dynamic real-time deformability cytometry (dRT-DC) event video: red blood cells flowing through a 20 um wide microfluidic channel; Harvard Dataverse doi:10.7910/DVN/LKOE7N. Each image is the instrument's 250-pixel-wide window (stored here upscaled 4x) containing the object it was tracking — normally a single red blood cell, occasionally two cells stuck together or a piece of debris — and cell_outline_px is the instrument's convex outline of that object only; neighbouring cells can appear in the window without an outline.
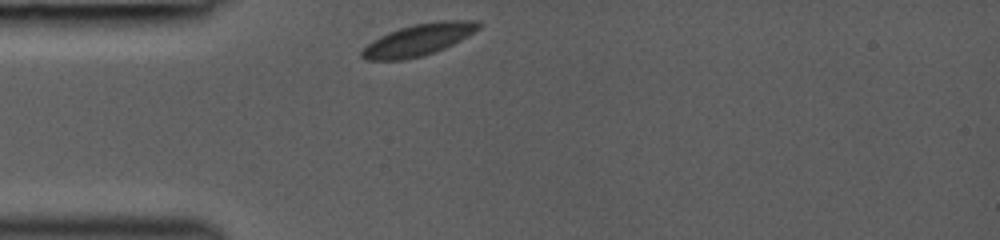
{"species": "common noctule bat (a hibernating species)", "species_latin": "Nyctalus noctula", "temperature_condition": "room temperature", "stored_images_in_passage": 41, "camera_frame_rate_fps": 3000, "um_per_image_px": 0.085, "animal": {"sex": "female", "body_mass_g": 19.0, "forearm_length_mm": 53.3}, "frame": {"image": 1, "passage_image": 1, "time_ms": 0.0, "image_size_px": [1000, 240], "cell_outline_px": [[480, 28], [460, 40], [444, 48], [420, 56], [404, 60], [364, 60], [360, 56], [360, 52], [372, 40], [388, 32], [400, 28], [416, 24], [440, 20], [480, 20]], "centroid_in_image_um": [35.55, 3.38], "position_along_channel_um": 49.4, "area_um2": 21.39}}
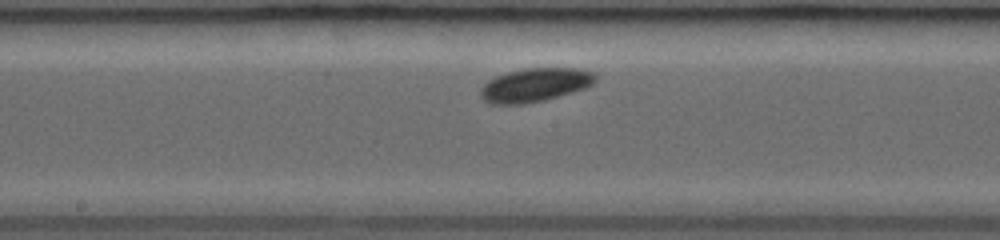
{"frame": {"image": 2, "passage_image": 22, "time_ms": 4.0, "image_size_px": [1000, 240], "cell_outline_px": [[596, 80], [592, 84], [584, 88], [572, 92], [544, 100], [524, 104], [492, 104], [484, 100], [480, 96], [480, 88], [488, 80], [496, 76], [508, 72], [524, 68], [576, 68], [596, 72]], "centroid_in_image_um": [45.47, 7.21], "position_along_channel_um": 202.7, "area_um2": 22.54}}
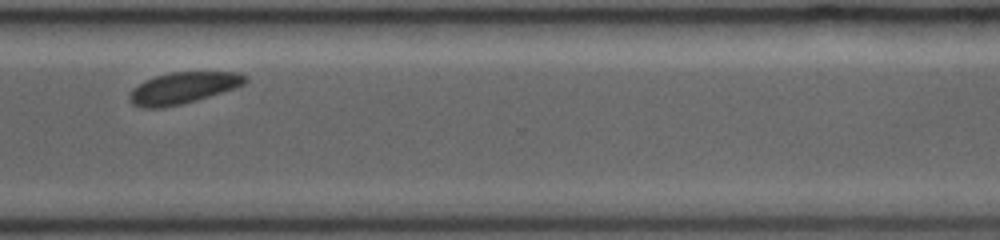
{"frame": {"image": 3, "passage_image": 40, "time_ms": 7.667, "image_size_px": [1000, 240], "cell_outline_px": [[248, 80], [244, 84], [236, 88], [196, 100], [164, 108], [144, 108], [132, 104], [128, 96], [132, 88], [144, 80], [156, 76], [172, 72], [240, 72], [248, 76]], "centroid_in_image_um": [15.57, 7.47], "position_along_channel_um": 355.0, "area_um2": 21.33}}